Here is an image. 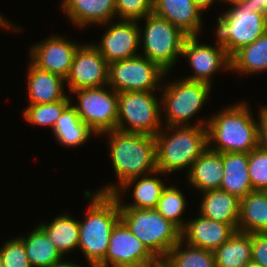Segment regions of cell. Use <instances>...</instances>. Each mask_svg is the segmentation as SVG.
I'll return each mask as SVG.
<instances>
[{
  "label": "cell",
  "instance_id": "cell-26",
  "mask_svg": "<svg viewBox=\"0 0 267 267\" xmlns=\"http://www.w3.org/2000/svg\"><path fill=\"white\" fill-rule=\"evenodd\" d=\"M53 134L63 146L77 147L94 133L78 116L72 103L63 111L53 128Z\"/></svg>",
  "mask_w": 267,
  "mask_h": 267
},
{
  "label": "cell",
  "instance_id": "cell-10",
  "mask_svg": "<svg viewBox=\"0 0 267 267\" xmlns=\"http://www.w3.org/2000/svg\"><path fill=\"white\" fill-rule=\"evenodd\" d=\"M181 80L163 89L162 103L167 115V126H188V120L200 110L210 93L211 85L208 83Z\"/></svg>",
  "mask_w": 267,
  "mask_h": 267
},
{
  "label": "cell",
  "instance_id": "cell-12",
  "mask_svg": "<svg viewBox=\"0 0 267 267\" xmlns=\"http://www.w3.org/2000/svg\"><path fill=\"white\" fill-rule=\"evenodd\" d=\"M109 64L94 44L78 47L68 77L70 91L108 85Z\"/></svg>",
  "mask_w": 267,
  "mask_h": 267
},
{
  "label": "cell",
  "instance_id": "cell-13",
  "mask_svg": "<svg viewBox=\"0 0 267 267\" xmlns=\"http://www.w3.org/2000/svg\"><path fill=\"white\" fill-rule=\"evenodd\" d=\"M156 257L120 220L113 228L105 265L146 267Z\"/></svg>",
  "mask_w": 267,
  "mask_h": 267
},
{
  "label": "cell",
  "instance_id": "cell-23",
  "mask_svg": "<svg viewBox=\"0 0 267 267\" xmlns=\"http://www.w3.org/2000/svg\"><path fill=\"white\" fill-rule=\"evenodd\" d=\"M249 153H223V180L220 189L239 199L253 191L248 170Z\"/></svg>",
  "mask_w": 267,
  "mask_h": 267
},
{
  "label": "cell",
  "instance_id": "cell-33",
  "mask_svg": "<svg viewBox=\"0 0 267 267\" xmlns=\"http://www.w3.org/2000/svg\"><path fill=\"white\" fill-rule=\"evenodd\" d=\"M185 200L184 195L175 186H165L155 208L180 231L186 226V223L180 219V216L185 210Z\"/></svg>",
  "mask_w": 267,
  "mask_h": 267
},
{
  "label": "cell",
  "instance_id": "cell-5",
  "mask_svg": "<svg viewBox=\"0 0 267 267\" xmlns=\"http://www.w3.org/2000/svg\"><path fill=\"white\" fill-rule=\"evenodd\" d=\"M233 8L218 17L217 47L231 58L242 47L247 46L267 31V16L256 13L250 0L232 5Z\"/></svg>",
  "mask_w": 267,
  "mask_h": 267
},
{
  "label": "cell",
  "instance_id": "cell-30",
  "mask_svg": "<svg viewBox=\"0 0 267 267\" xmlns=\"http://www.w3.org/2000/svg\"><path fill=\"white\" fill-rule=\"evenodd\" d=\"M165 186L159 178L146 176L138 180L134 187V203L122 205L120 193L114 192L113 195L119 201V208L155 209Z\"/></svg>",
  "mask_w": 267,
  "mask_h": 267
},
{
  "label": "cell",
  "instance_id": "cell-17",
  "mask_svg": "<svg viewBox=\"0 0 267 267\" xmlns=\"http://www.w3.org/2000/svg\"><path fill=\"white\" fill-rule=\"evenodd\" d=\"M236 231L231 224L217 222L200 214L199 218L186 223L181 231V239L191 246L214 252Z\"/></svg>",
  "mask_w": 267,
  "mask_h": 267
},
{
  "label": "cell",
  "instance_id": "cell-39",
  "mask_svg": "<svg viewBox=\"0 0 267 267\" xmlns=\"http://www.w3.org/2000/svg\"><path fill=\"white\" fill-rule=\"evenodd\" d=\"M250 5L255 8L256 13H262L267 16V0H250Z\"/></svg>",
  "mask_w": 267,
  "mask_h": 267
},
{
  "label": "cell",
  "instance_id": "cell-42",
  "mask_svg": "<svg viewBox=\"0 0 267 267\" xmlns=\"http://www.w3.org/2000/svg\"><path fill=\"white\" fill-rule=\"evenodd\" d=\"M50 267H81L80 265H76V264H73V263H68L67 261L66 262H59V263H56Z\"/></svg>",
  "mask_w": 267,
  "mask_h": 267
},
{
  "label": "cell",
  "instance_id": "cell-22",
  "mask_svg": "<svg viewBox=\"0 0 267 267\" xmlns=\"http://www.w3.org/2000/svg\"><path fill=\"white\" fill-rule=\"evenodd\" d=\"M200 213L217 222L231 224L236 230L240 217V199L222 189L203 192Z\"/></svg>",
  "mask_w": 267,
  "mask_h": 267
},
{
  "label": "cell",
  "instance_id": "cell-43",
  "mask_svg": "<svg viewBox=\"0 0 267 267\" xmlns=\"http://www.w3.org/2000/svg\"><path fill=\"white\" fill-rule=\"evenodd\" d=\"M12 26L13 25H11L10 23H8V21L6 22L5 19H3V17L0 16V27H4V28H7L8 27L7 29H9V28H12L13 29Z\"/></svg>",
  "mask_w": 267,
  "mask_h": 267
},
{
  "label": "cell",
  "instance_id": "cell-2",
  "mask_svg": "<svg viewBox=\"0 0 267 267\" xmlns=\"http://www.w3.org/2000/svg\"><path fill=\"white\" fill-rule=\"evenodd\" d=\"M87 217L79 221V248L91 267L105 265L113 228L120 221L119 201L113 194H92Z\"/></svg>",
  "mask_w": 267,
  "mask_h": 267
},
{
  "label": "cell",
  "instance_id": "cell-9",
  "mask_svg": "<svg viewBox=\"0 0 267 267\" xmlns=\"http://www.w3.org/2000/svg\"><path fill=\"white\" fill-rule=\"evenodd\" d=\"M165 74L167 73L156 63L145 56L137 55L109 63L107 86H111L117 93L124 91L154 92Z\"/></svg>",
  "mask_w": 267,
  "mask_h": 267
},
{
  "label": "cell",
  "instance_id": "cell-6",
  "mask_svg": "<svg viewBox=\"0 0 267 267\" xmlns=\"http://www.w3.org/2000/svg\"><path fill=\"white\" fill-rule=\"evenodd\" d=\"M120 220L156 258H166L181 231L156 209L119 208Z\"/></svg>",
  "mask_w": 267,
  "mask_h": 267
},
{
  "label": "cell",
  "instance_id": "cell-45",
  "mask_svg": "<svg viewBox=\"0 0 267 267\" xmlns=\"http://www.w3.org/2000/svg\"><path fill=\"white\" fill-rule=\"evenodd\" d=\"M221 1V0H220ZM245 0H222V2H227L230 3V5H234V4H238V3H242Z\"/></svg>",
  "mask_w": 267,
  "mask_h": 267
},
{
  "label": "cell",
  "instance_id": "cell-18",
  "mask_svg": "<svg viewBox=\"0 0 267 267\" xmlns=\"http://www.w3.org/2000/svg\"><path fill=\"white\" fill-rule=\"evenodd\" d=\"M193 0H153V13L166 19L188 36H198L201 12Z\"/></svg>",
  "mask_w": 267,
  "mask_h": 267
},
{
  "label": "cell",
  "instance_id": "cell-37",
  "mask_svg": "<svg viewBox=\"0 0 267 267\" xmlns=\"http://www.w3.org/2000/svg\"><path fill=\"white\" fill-rule=\"evenodd\" d=\"M252 261L267 267V233H252Z\"/></svg>",
  "mask_w": 267,
  "mask_h": 267
},
{
  "label": "cell",
  "instance_id": "cell-44",
  "mask_svg": "<svg viewBox=\"0 0 267 267\" xmlns=\"http://www.w3.org/2000/svg\"><path fill=\"white\" fill-rule=\"evenodd\" d=\"M244 267H262V266L259 263H256L251 260Z\"/></svg>",
  "mask_w": 267,
  "mask_h": 267
},
{
  "label": "cell",
  "instance_id": "cell-8",
  "mask_svg": "<svg viewBox=\"0 0 267 267\" xmlns=\"http://www.w3.org/2000/svg\"><path fill=\"white\" fill-rule=\"evenodd\" d=\"M160 106L152 92L124 91L118 93L116 129L155 136L160 130ZM130 125L125 127V123Z\"/></svg>",
  "mask_w": 267,
  "mask_h": 267
},
{
  "label": "cell",
  "instance_id": "cell-19",
  "mask_svg": "<svg viewBox=\"0 0 267 267\" xmlns=\"http://www.w3.org/2000/svg\"><path fill=\"white\" fill-rule=\"evenodd\" d=\"M64 12L77 26L106 24L116 14L115 0H63Z\"/></svg>",
  "mask_w": 267,
  "mask_h": 267
},
{
  "label": "cell",
  "instance_id": "cell-7",
  "mask_svg": "<svg viewBox=\"0 0 267 267\" xmlns=\"http://www.w3.org/2000/svg\"><path fill=\"white\" fill-rule=\"evenodd\" d=\"M146 26L142 40L144 55L166 73L182 54L188 37L181 29L154 13L145 16Z\"/></svg>",
  "mask_w": 267,
  "mask_h": 267
},
{
  "label": "cell",
  "instance_id": "cell-35",
  "mask_svg": "<svg viewBox=\"0 0 267 267\" xmlns=\"http://www.w3.org/2000/svg\"><path fill=\"white\" fill-rule=\"evenodd\" d=\"M1 267H32L20 238L7 241L0 249Z\"/></svg>",
  "mask_w": 267,
  "mask_h": 267
},
{
  "label": "cell",
  "instance_id": "cell-34",
  "mask_svg": "<svg viewBox=\"0 0 267 267\" xmlns=\"http://www.w3.org/2000/svg\"><path fill=\"white\" fill-rule=\"evenodd\" d=\"M248 170L253 190L267 191V151L259 147L252 150Z\"/></svg>",
  "mask_w": 267,
  "mask_h": 267
},
{
  "label": "cell",
  "instance_id": "cell-11",
  "mask_svg": "<svg viewBox=\"0 0 267 267\" xmlns=\"http://www.w3.org/2000/svg\"><path fill=\"white\" fill-rule=\"evenodd\" d=\"M79 105L73 106L79 118L95 133L116 129L118 118V93L104 90V86L73 91Z\"/></svg>",
  "mask_w": 267,
  "mask_h": 267
},
{
  "label": "cell",
  "instance_id": "cell-24",
  "mask_svg": "<svg viewBox=\"0 0 267 267\" xmlns=\"http://www.w3.org/2000/svg\"><path fill=\"white\" fill-rule=\"evenodd\" d=\"M237 231L267 233V191L253 190L240 199Z\"/></svg>",
  "mask_w": 267,
  "mask_h": 267
},
{
  "label": "cell",
  "instance_id": "cell-1",
  "mask_svg": "<svg viewBox=\"0 0 267 267\" xmlns=\"http://www.w3.org/2000/svg\"><path fill=\"white\" fill-rule=\"evenodd\" d=\"M105 133L110 136V154L120 186L111 184L97 193L113 194L120 189L126 190L142 174L158 173L155 136L117 129Z\"/></svg>",
  "mask_w": 267,
  "mask_h": 267
},
{
  "label": "cell",
  "instance_id": "cell-36",
  "mask_svg": "<svg viewBox=\"0 0 267 267\" xmlns=\"http://www.w3.org/2000/svg\"><path fill=\"white\" fill-rule=\"evenodd\" d=\"M115 6L121 19L139 21L153 13V0H115Z\"/></svg>",
  "mask_w": 267,
  "mask_h": 267
},
{
  "label": "cell",
  "instance_id": "cell-32",
  "mask_svg": "<svg viewBox=\"0 0 267 267\" xmlns=\"http://www.w3.org/2000/svg\"><path fill=\"white\" fill-rule=\"evenodd\" d=\"M70 104V97L66 96L63 100L53 103L29 105L23 116L31 124L50 126L53 130L56 121Z\"/></svg>",
  "mask_w": 267,
  "mask_h": 267
},
{
  "label": "cell",
  "instance_id": "cell-27",
  "mask_svg": "<svg viewBox=\"0 0 267 267\" xmlns=\"http://www.w3.org/2000/svg\"><path fill=\"white\" fill-rule=\"evenodd\" d=\"M61 253H69L79 246V221L70 216L56 217L51 223L38 226Z\"/></svg>",
  "mask_w": 267,
  "mask_h": 267
},
{
  "label": "cell",
  "instance_id": "cell-16",
  "mask_svg": "<svg viewBox=\"0 0 267 267\" xmlns=\"http://www.w3.org/2000/svg\"><path fill=\"white\" fill-rule=\"evenodd\" d=\"M182 56L188 58L189 64L195 71L194 75L186 77L190 81H201L211 85V76L224 67H231L230 57L220 47L199 44L197 36H188L184 42Z\"/></svg>",
  "mask_w": 267,
  "mask_h": 267
},
{
  "label": "cell",
  "instance_id": "cell-31",
  "mask_svg": "<svg viewBox=\"0 0 267 267\" xmlns=\"http://www.w3.org/2000/svg\"><path fill=\"white\" fill-rule=\"evenodd\" d=\"M183 239L173 246L166 258L174 267H216L213 251L187 244L182 249Z\"/></svg>",
  "mask_w": 267,
  "mask_h": 267
},
{
  "label": "cell",
  "instance_id": "cell-40",
  "mask_svg": "<svg viewBox=\"0 0 267 267\" xmlns=\"http://www.w3.org/2000/svg\"><path fill=\"white\" fill-rule=\"evenodd\" d=\"M146 267H174L167 258H156L150 262Z\"/></svg>",
  "mask_w": 267,
  "mask_h": 267
},
{
  "label": "cell",
  "instance_id": "cell-25",
  "mask_svg": "<svg viewBox=\"0 0 267 267\" xmlns=\"http://www.w3.org/2000/svg\"><path fill=\"white\" fill-rule=\"evenodd\" d=\"M216 267H244L252 258V233L236 231L214 251Z\"/></svg>",
  "mask_w": 267,
  "mask_h": 267
},
{
  "label": "cell",
  "instance_id": "cell-4",
  "mask_svg": "<svg viewBox=\"0 0 267 267\" xmlns=\"http://www.w3.org/2000/svg\"><path fill=\"white\" fill-rule=\"evenodd\" d=\"M207 123V120H200L196 126H168L167 129L173 131L171 136L165 132L162 134L160 129L155 135L158 174L185 167L191 169L192 164L208 148Z\"/></svg>",
  "mask_w": 267,
  "mask_h": 267
},
{
  "label": "cell",
  "instance_id": "cell-20",
  "mask_svg": "<svg viewBox=\"0 0 267 267\" xmlns=\"http://www.w3.org/2000/svg\"><path fill=\"white\" fill-rule=\"evenodd\" d=\"M28 70L29 105L53 103L66 97L63 92L66 81L61 76L41 70L32 63Z\"/></svg>",
  "mask_w": 267,
  "mask_h": 267
},
{
  "label": "cell",
  "instance_id": "cell-15",
  "mask_svg": "<svg viewBox=\"0 0 267 267\" xmlns=\"http://www.w3.org/2000/svg\"><path fill=\"white\" fill-rule=\"evenodd\" d=\"M79 46L64 37L57 35L48 37L30 50L31 63L41 70L56 74L66 80Z\"/></svg>",
  "mask_w": 267,
  "mask_h": 267
},
{
  "label": "cell",
  "instance_id": "cell-3",
  "mask_svg": "<svg viewBox=\"0 0 267 267\" xmlns=\"http://www.w3.org/2000/svg\"><path fill=\"white\" fill-rule=\"evenodd\" d=\"M245 102L207 119L208 148L218 153H250L258 147V127ZM214 141L217 146L211 147Z\"/></svg>",
  "mask_w": 267,
  "mask_h": 267
},
{
  "label": "cell",
  "instance_id": "cell-46",
  "mask_svg": "<svg viewBox=\"0 0 267 267\" xmlns=\"http://www.w3.org/2000/svg\"><path fill=\"white\" fill-rule=\"evenodd\" d=\"M95 267H133V266H114V265H98Z\"/></svg>",
  "mask_w": 267,
  "mask_h": 267
},
{
  "label": "cell",
  "instance_id": "cell-28",
  "mask_svg": "<svg viewBox=\"0 0 267 267\" xmlns=\"http://www.w3.org/2000/svg\"><path fill=\"white\" fill-rule=\"evenodd\" d=\"M230 70L256 74L267 70V31L253 43L242 47L231 58Z\"/></svg>",
  "mask_w": 267,
  "mask_h": 267
},
{
  "label": "cell",
  "instance_id": "cell-29",
  "mask_svg": "<svg viewBox=\"0 0 267 267\" xmlns=\"http://www.w3.org/2000/svg\"><path fill=\"white\" fill-rule=\"evenodd\" d=\"M20 239L32 267H50L62 261L61 253L38 226L26 238Z\"/></svg>",
  "mask_w": 267,
  "mask_h": 267
},
{
  "label": "cell",
  "instance_id": "cell-41",
  "mask_svg": "<svg viewBox=\"0 0 267 267\" xmlns=\"http://www.w3.org/2000/svg\"><path fill=\"white\" fill-rule=\"evenodd\" d=\"M193 1L202 10L209 8V6H211L212 3L214 2V0H193Z\"/></svg>",
  "mask_w": 267,
  "mask_h": 267
},
{
  "label": "cell",
  "instance_id": "cell-21",
  "mask_svg": "<svg viewBox=\"0 0 267 267\" xmlns=\"http://www.w3.org/2000/svg\"><path fill=\"white\" fill-rule=\"evenodd\" d=\"M223 153L207 148L188 172L190 184L202 192L220 189L223 180Z\"/></svg>",
  "mask_w": 267,
  "mask_h": 267
},
{
  "label": "cell",
  "instance_id": "cell-14",
  "mask_svg": "<svg viewBox=\"0 0 267 267\" xmlns=\"http://www.w3.org/2000/svg\"><path fill=\"white\" fill-rule=\"evenodd\" d=\"M137 22L138 20L122 19L119 23H112L113 25L106 23L111 26L104 33L102 42L94 46L108 64L139 55L136 50L141 44L142 31L139 30Z\"/></svg>",
  "mask_w": 267,
  "mask_h": 267
},
{
  "label": "cell",
  "instance_id": "cell-38",
  "mask_svg": "<svg viewBox=\"0 0 267 267\" xmlns=\"http://www.w3.org/2000/svg\"><path fill=\"white\" fill-rule=\"evenodd\" d=\"M259 111V127H258V147L267 151V106L262 107Z\"/></svg>",
  "mask_w": 267,
  "mask_h": 267
}]
</instances>
